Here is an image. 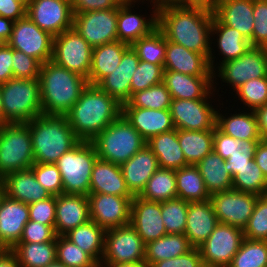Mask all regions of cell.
Here are the masks:
<instances>
[{
	"label": "cell",
	"instance_id": "cell-1",
	"mask_svg": "<svg viewBox=\"0 0 267 267\" xmlns=\"http://www.w3.org/2000/svg\"><path fill=\"white\" fill-rule=\"evenodd\" d=\"M213 16L212 6L201 3L169 6L158 10L157 27L168 41L206 55L214 73L215 56L212 53L210 37Z\"/></svg>",
	"mask_w": 267,
	"mask_h": 267
},
{
	"label": "cell",
	"instance_id": "cell-2",
	"mask_svg": "<svg viewBox=\"0 0 267 267\" xmlns=\"http://www.w3.org/2000/svg\"><path fill=\"white\" fill-rule=\"evenodd\" d=\"M121 114V104L97 85L89 84L66 116L76 137L91 142Z\"/></svg>",
	"mask_w": 267,
	"mask_h": 267
},
{
	"label": "cell",
	"instance_id": "cell-3",
	"mask_svg": "<svg viewBox=\"0 0 267 267\" xmlns=\"http://www.w3.org/2000/svg\"><path fill=\"white\" fill-rule=\"evenodd\" d=\"M42 114L66 115L89 85L88 79L61 67L52 60L41 64Z\"/></svg>",
	"mask_w": 267,
	"mask_h": 267
},
{
	"label": "cell",
	"instance_id": "cell-4",
	"mask_svg": "<svg viewBox=\"0 0 267 267\" xmlns=\"http://www.w3.org/2000/svg\"><path fill=\"white\" fill-rule=\"evenodd\" d=\"M27 123L35 163L55 164L64 153L80 142L66 115L40 114Z\"/></svg>",
	"mask_w": 267,
	"mask_h": 267
},
{
	"label": "cell",
	"instance_id": "cell-5",
	"mask_svg": "<svg viewBox=\"0 0 267 267\" xmlns=\"http://www.w3.org/2000/svg\"><path fill=\"white\" fill-rule=\"evenodd\" d=\"M3 123H27L42 114L40 80L12 78L1 83Z\"/></svg>",
	"mask_w": 267,
	"mask_h": 267
},
{
	"label": "cell",
	"instance_id": "cell-6",
	"mask_svg": "<svg viewBox=\"0 0 267 267\" xmlns=\"http://www.w3.org/2000/svg\"><path fill=\"white\" fill-rule=\"evenodd\" d=\"M99 159L122 165L147 141L121 114L91 141Z\"/></svg>",
	"mask_w": 267,
	"mask_h": 267
},
{
	"label": "cell",
	"instance_id": "cell-7",
	"mask_svg": "<svg viewBox=\"0 0 267 267\" xmlns=\"http://www.w3.org/2000/svg\"><path fill=\"white\" fill-rule=\"evenodd\" d=\"M97 159L94 144L80 141L57 160L55 164L62 177L64 193L89 194L91 173Z\"/></svg>",
	"mask_w": 267,
	"mask_h": 267
},
{
	"label": "cell",
	"instance_id": "cell-8",
	"mask_svg": "<svg viewBox=\"0 0 267 267\" xmlns=\"http://www.w3.org/2000/svg\"><path fill=\"white\" fill-rule=\"evenodd\" d=\"M35 163L28 123H3L0 128V179Z\"/></svg>",
	"mask_w": 267,
	"mask_h": 267
},
{
	"label": "cell",
	"instance_id": "cell-9",
	"mask_svg": "<svg viewBox=\"0 0 267 267\" xmlns=\"http://www.w3.org/2000/svg\"><path fill=\"white\" fill-rule=\"evenodd\" d=\"M92 49L91 45L72 27L54 37L51 60L88 79Z\"/></svg>",
	"mask_w": 267,
	"mask_h": 267
},
{
	"label": "cell",
	"instance_id": "cell-10",
	"mask_svg": "<svg viewBox=\"0 0 267 267\" xmlns=\"http://www.w3.org/2000/svg\"><path fill=\"white\" fill-rule=\"evenodd\" d=\"M145 244L130 225L106 230L104 253L99 266L144 261Z\"/></svg>",
	"mask_w": 267,
	"mask_h": 267
},
{
	"label": "cell",
	"instance_id": "cell-11",
	"mask_svg": "<svg viewBox=\"0 0 267 267\" xmlns=\"http://www.w3.org/2000/svg\"><path fill=\"white\" fill-rule=\"evenodd\" d=\"M244 239L243 229L218 223L198 247L204 267H228Z\"/></svg>",
	"mask_w": 267,
	"mask_h": 267
},
{
	"label": "cell",
	"instance_id": "cell-12",
	"mask_svg": "<svg viewBox=\"0 0 267 267\" xmlns=\"http://www.w3.org/2000/svg\"><path fill=\"white\" fill-rule=\"evenodd\" d=\"M54 36L40 29L27 15L14 21L7 44L34 57L41 64L52 59Z\"/></svg>",
	"mask_w": 267,
	"mask_h": 267
},
{
	"label": "cell",
	"instance_id": "cell-13",
	"mask_svg": "<svg viewBox=\"0 0 267 267\" xmlns=\"http://www.w3.org/2000/svg\"><path fill=\"white\" fill-rule=\"evenodd\" d=\"M258 197L253 193L231 189L210 195L209 201L219 223L244 229Z\"/></svg>",
	"mask_w": 267,
	"mask_h": 267
},
{
	"label": "cell",
	"instance_id": "cell-14",
	"mask_svg": "<svg viewBox=\"0 0 267 267\" xmlns=\"http://www.w3.org/2000/svg\"><path fill=\"white\" fill-rule=\"evenodd\" d=\"M26 15L54 37L73 27L70 0H27Z\"/></svg>",
	"mask_w": 267,
	"mask_h": 267
},
{
	"label": "cell",
	"instance_id": "cell-15",
	"mask_svg": "<svg viewBox=\"0 0 267 267\" xmlns=\"http://www.w3.org/2000/svg\"><path fill=\"white\" fill-rule=\"evenodd\" d=\"M218 77L235 91L249 80L267 77V48H249L241 57L218 66Z\"/></svg>",
	"mask_w": 267,
	"mask_h": 267
},
{
	"label": "cell",
	"instance_id": "cell-16",
	"mask_svg": "<svg viewBox=\"0 0 267 267\" xmlns=\"http://www.w3.org/2000/svg\"><path fill=\"white\" fill-rule=\"evenodd\" d=\"M73 27L92 48L116 41L117 8L76 13Z\"/></svg>",
	"mask_w": 267,
	"mask_h": 267
},
{
	"label": "cell",
	"instance_id": "cell-17",
	"mask_svg": "<svg viewBox=\"0 0 267 267\" xmlns=\"http://www.w3.org/2000/svg\"><path fill=\"white\" fill-rule=\"evenodd\" d=\"M208 99H172L170 112L175 129L206 131L214 130L217 122V109Z\"/></svg>",
	"mask_w": 267,
	"mask_h": 267
},
{
	"label": "cell",
	"instance_id": "cell-18",
	"mask_svg": "<svg viewBox=\"0 0 267 267\" xmlns=\"http://www.w3.org/2000/svg\"><path fill=\"white\" fill-rule=\"evenodd\" d=\"M90 220L105 230L130 224L133 197L89 193Z\"/></svg>",
	"mask_w": 267,
	"mask_h": 267
},
{
	"label": "cell",
	"instance_id": "cell-19",
	"mask_svg": "<svg viewBox=\"0 0 267 267\" xmlns=\"http://www.w3.org/2000/svg\"><path fill=\"white\" fill-rule=\"evenodd\" d=\"M130 225L142 238L144 244L167 234L161 216V202L144 200L134 196L131 202Z\"/></svg>",
	"mask_w": 267,
	"mask_h": 267
},
{
	"label": "cell",
	"instance_id": "cell-20",
	"mask_svg": "<svg viewBox=\"0 0 267 267\" xmlns=\"http://www.w3.org/2000/svg\"><path fill=\"white\" fill-rule=\"evenodd\" d=\"M214 76H192L175 72L163 71V83L171 94L172 99H210L214 87ZM215 88V90H214ZM213 90V91H212Z\"/></svg>",
	"mask_w": 267,
	"mask_h": 267
},
{
	"label": "cell",
	"instance_id": "cell-21",
	"mask_svg": "<svg viewBox=\"0 0 267 267\" xmlns=\"http://www.w3.org/2000/svg\"><path fill=\"white\" fill-rule=\"evenodd\" d=\"M89 220L87 196L66 193L56 196L54 224L56 236H64L70 230L87 223Z\"/></svg>",
	"mask_w": 267,
	"mask_h": 267
},
{
	"label": "cell",
	"instance_id": "cell-22",
	"mask_svg": "<svg viewBox=\"0 0 267 267\" xmlns=\"http://www.w3.org/2000/svg\"><path fill=\"white\" fill-rule=\"evenodd\" d=\"M139 58L130 46L123 54L117 68L105 76L97 86L112 96L119 104L127 103L131 98V79L139 65Z\"/></svg>",
	"mask_w": 267,
	"mask_h": 267
},
{
	"label": "cell",
	"instance_id": "cell-23",
	"mask_svg": "<svg viewBox=\"0 0 267 267\" xmlns=\"http://www.w3.org/2000/svg\"><path fill=\"white\" fill-rule=\"evenodd\" d=\"M29 221L27 204L5 196L0 204V243L11 250L19 241Z\"/></svg>",
	"mask_w": 267,
	"mask_h": 267
},
{
	"label": "cell",
	"instance_id": "cell-24",
	"mask_svg": "<svg viewBox=\"0 0 267 267\" xmlns=\"http://www.w3.org/2000/svg\"><path fill=\"white\" fill-rule=\"evenodd\" d=\"M138 0H124L117 8V37L118 41L131 45L133 42L150 34L157 28V9L153 10L151 18L146 19L141 15L132 13L133 2Z\"/></svg>",
	"mask_w": 267,
	"mask_h": 267
},
{
	"label": "cell",
	"instance_id": "cell-25",
	"mask_svg": "<svg viewBox=\"0 0 267 267\" xmlns=\"http://www.w3.org/2000/svg\"><path fill=\"white\" fill-rule=\"evenodd\" d=\"M122 115L146 141L175 129L170 109L122 107Z\"/></svg>",
	"mask_w": 267,
	"mask_h": 267
},
{
	"label": "cell",
	"instance_id": "cell-26",
	"mask_svg": "<svg viewBox=\"0 0 267 267\" xmlns=\"http://www.w3.org/2000/svg\"><path fill=\"white\" fill-rule=\"evenodd\" d=\"M212 10L222 24L238 30L248 41L252 39L253 0H215Z\"/></svg>",
	"mask_w": 267,
	"mask_h": 267
},
{
	"label": "cell",
	"instance_id": "cell-27",
	"mask_svg": "<svg viewBox=\"0 0 267 267\" xmlns=\"http://www.w3.org/2000/svg\"><path fill=\"white\" fill-rule=\"evenodd\" d=\"M126 186L133 196H139L148 180L159 168L157 157L145 145L128 161L120 165Z\"/></svg>",
	"mask_w": 267,
	"mask_h": 267
},
{
	"label": "cell",
	"instance_id": "cell-28",
	"mask_svg": "<svg viewBox=\"0 0 267 267\" xmlns=\"http://www.w3.org/2000/svg\"><path fill=\"white\" fill-rule=\"evenodd\" d=\"M163 69L192 76H214L206 55L188 50L167 39Z\"/></svg>",
	"mask_w": 267,
	"mask_h": 267
},
{
	"label": "cell",
	"instance_id": "cell-29",
	"mask_svg": "<svg viewBox=\"0 0 267 267\" xmlns=\"http://www.w3.org/2000/svg\"><path fill=\"white\" fill-rule=\"evenodd\" d=\"M218 223L209 200L189 202L184 234L193 247L198 248L211 235Z\"/></svg>",
	"mask_w": 267,
	"mask_h": 267
},
{
	"label": "cell",
	"instance_id": "cell-30",
	"mask_svg": "<svg viewBox=\"0 0 267 267\" xmlns=\"http://www.w3.org/2000/svg\"><path fill=\"white\" fill-rule=\"evenodd\" d=\"M2 180L6 196L27 205L51 196L38 182L31 169L11 172L5 175Z\"/></svg>",
	"mask_w": 267,
	"mask_h": 267
},
{
	"label": "cell",
	"instance_id": "cell-31",
	"mask_svg": "<svg viewBox=\"0 0 267 267\" xmlns=\"http://www.w3.org/2000/svg\"><path fill=\"white\" fill-rule=\"evenodd\" d=\"M89 193L134 197L126 186L120 165L99 158L92 169Z\"/></svg>",
	"mask_w": 267,
	"mask_h": 267
},
{
	"label": "cell",
	"instance_id": "cell-32",
	"mask_svg": "<svg viewBox=\"0 0 267 267\" xmlns=\"http://www.w3.org/2000/svg\"><path fill=\"white\" fill-rule=\"evenodd\" d=\"M130 47L121 41H113L92 49L88 83L97 85L119 66L124 52Z\"/></svg>",
	"mask_w": 267,
	"mask_h": 267
},
{
	"label": "cell",
	"instance_id": "cell-33",
	"mask_svg": "<svg viewBox=\"0 0 267 267\" xmlns=\"http://www.w3.org/2000/svg\"><path fill=\"white\" fill-rule=\"evenodd\" d=\"M146 145L157 157L161 168L178 170L189 165L178 142L177 129L150 138Z\"/></svg>",
	"mask_w": 267,
	"mask_h": 267
},
{
	"label": "cell",
	"instance_id": "cell-34",
	"mask_svg": "<svg viewBox=\"0 0 267 267\" xmlns=\"http://www.w3.org/2000/svg\"><path fill=\"white\" fill-rule=\"evenodd\" d=\"M196 166L210 195L233 189L232 176L225 168V160L216 152L207 154Z\"/></svg>",
	"mask_w": 267,
	"mask_h": 267
},
{
	"label": "cell",
	"instance_id": "cell-35",
	"mask_svg": "<svg viewBox=\"0 0 267 267\" xmlns=\"http://www.w3.org/2000/svg\"><path fill=\"white\" fill-rule=\"evenodd\" d=\"M249 111L236 113L226 118L218 110L216 127L224 134L231 136L239 142L262 140L255 112L250 109Z\"/></svg>",
	"mask_w": 267,
	"mask_h": 267
},
{
	"label": "cell",
	"instance_id": "cell-36",
	"mask_svg": "<svg viewBox=\"0 0 267 267\" xmlns=\"http://www.w3.org/2000/svg\"><path fill=\"white\" fill-rule=\"evenodd\" d=\"M192 248L193 246L185 234H166L155 241L145 244L144 261L150 267L155 262L175 258Z\"/></svg>",
	"mask_w": 267,
	"mask_h": 267
},
{
	"label": "cell",
	"instance_id": "cell-37",
	"mask_svg": "<svg viewBox=\"0 0 267 267\" xmlns=\"http://www.w3.org/2000/svg\"><path fill=\"white\" fill-rule=\"evenodd\" d=\"M105 233V229L89 220L87 223L70 230L64 236L100 264L104 253Z\"/></svg>",
	"mask_w": 267,
	"mask_h": 267
},
{
	"label": "cell",
	"instance_id": "cell-38",
	"mask_svg": "<svg viewBox=\"0 0 267 267\" xmlns=\"http://www.w3.org/2000/svg\"><path fill=\"white\" fill-rule=\"evenodd\" d=\"M213 34L218 35L217 46L224 56L219 65L241 57L251 48L250 42L238 30L222 24L215 16L211 26V35Z\"/></svg>",
	"mask_w": 267,
	"mask_h": 267
},
{
	"label": "cell",
	"instance_id": "cell-39",
	"mask_svg": "<svg viewBox=\"0 0 267 267\" xmlns=\"http://www.w3.org/2000/svg\"><path fill=\"white\" fill-rule=\"evenodd\" d=\"M179 145L186 162L196 165L213 151L214 130L196 131L177 129Z\"/></svg>",
	"mask_w": 267,
	"mask_h": 267
},
{
	"label": "cell",
	"instance_id": "cell-40",
	"mask_svg": "<svg viewBox=\"0 0 267 267\" xmlns=\"http://www.w3.org/2000/svg\"><path fill=\"white\" fill-rule=\"evenodd\" d=\"M11 251L19 267H46L56 261V237L44 243H17Z\"/></svg>",
	"mask_w": 267,
	"mask_h": 267
},
{
	"label": "cell",
	"instance_id": "cell-41",
	"mask_svg": "<svg viewBox=\"0 0 267 267\" xmlns=\"http://www.w3.org/2000/svg\"><path fill=\"white\" fill-rule=\"evenodd\" d=\"M177 197L188 202L209 200L204 180L196 165H187L175 170Z\"/></svg>",
	"mask_w": 267,
	"mask_h": 267
},
{
	"label": "cell",
	"instance_id": "cell-42",
	"mask_svg": "<svg viewBox=\"0 0 267 267\" xmlns=\"http://www.w3.org/2000/svg\"><path fill=\"white\" fill-rule=\"evenodd\" d=\"M139 197L155 202L177 198L175 170L159 167Z\"/></svg>",
	"mask_w": 267,
	"mask_h": 267
},
{
	"label": "cell",
	"instance_id": "cell-43",
	"mask_svg": "<svg viewBox=\"0 0 267 267\" xmlns=\"http://www.w3.org/2000/svg\"><path fill=\"white\" fill-rule=\"evenodd\" d=\"M130 46L136 52L139 60L164 66L166 38L158 27L150 34L133 42Z\"/></svg>",
	"mask_w": 267,
	"mask_h": 267
},
{
	"label": "cell",
	"instance_id": "cell-44",
	"mask_svg": "<svg viewBox=\"0 0 267 267\" xmlns=\"http://www.w3.org/2000/svg\"><path fill=\"white\" fill-rule=\"evenodd\" d=\"M172 97L165 84L159 83L148 89L137 91L122 107L148 108L154 110L170 109Z\"/></svg>",
	"mask_w": 267,
	"mask_h": 267
},
{
	"label": "cell",
	"instance_id": "cell-45",
	"mask_svg": "<svg viewBox=\"0 0 267 267\" xmlns=\"http://www.w3.org/2000/svg\"><path fill=\"white\" fill-rule=\"evenodd\" d=\"M228 267H267V241L244 238Z\"/></svg>",
	"mask_w": 267,
	"mask_h": 267
},
{
	"label": "cell",
	"instance_id": "cell-46",
	"mask_svg": "<svg viewBox=\"0 0 267 267\" xmlns=\"http://www.w3.org/2000/svg\"><path fill=\"white\" fill-rule=\"evenodd\" d=\"M232 180L234 190L253 193L259 196L267 194V179L254 162V159L249 161L248 166L240 169L232 177Z\"/></svg>",
	"mask_w": 267,
	"mask_h": 267
},
{
	"label": "cell",
	"instance_id": "cell-47",
	"mask_svg": "<svg viewBox=\"0 0 267 267\" xmlns=\"http://www.w3.org/2000/svg\"><path fill=\"white\" fill-rule=\"evenodd\" d=\"M189 202L173 198L161 202V216L167 234H184Z\"/></svg>",
	"mask_w": 267,
	"mask_h": 267
},
{
	"label": "cell",
	"instance_id": "cell-48",
	"mask_svg": "<svg viewBox=\"0 0 267 267\" xmlns=\"http://www.w3.org/2000/svg\"><path fill=\"white\" fill-rule=\"evenodd\" d=\"M56 261L66 267H99V264L65 236H56Z\"/></svg>",
	"mask_w": 267,
	"mask_h": 267
},
{
	"label": "cell",
	"instance_id": "cell-49",
	"mask_svg": "<svg viewBox=\"0 0 267 267\" xmlns=\"http://www.w3.org/2000/svg\"><path fill=\"white\" fill-rule=\"evenodd\" d=\"M243 233L246 239L267 241V194L258 197Z\"/></svg>",
	"mask_w": 267,
	"mask_h": 267
},
{
	"label": "cell",
	"instance_id": "cell-50",
	"mask_svg": "<svg viewBox=\"0 0 267 267\" xmlns=\"http://www.w3.org/2000/svg\"><path fill=\"white\" fill-rule=\"evenodd\" d=\"M235 91L248 109L255 110L267 104V77L249 80Z\"/></svg>",
	"mask_w": 267,
	"mask_h": 267
},
{
	"label": "cell",
	"instance_id": "cell-51",
	"mask_svg": "<svg viewBox=\"0 0 267 267\" xmlns=\"http://www.w3.org/2000/svg\"><path fill=\"white\" fill-rule=\"evenodd\" d=\"M163 66L140 60L138 68L132 75L131 95L163 82Z\"/></svg>",
	"mask_w": 267,
	"mask_h": 267
},
{
	"label": "cell",
	"instance_id": "cell-52",
	"mask_svg": "<svg viewBox=\"0 0 267 267\" xmlns=\"http://www.w3.org/2000/svg\"><path fill=\"white\" fill-rule=\"evenodd\" d=\"M45 190L50 195L58 196L64 193L62 177L56 164L34 163L30 168Z\"/></svg>",
	"mask_w": 267,
	"mask_h": 267
},
{
	"label": "cell",
	"instance_id": "cell-53",
	"mask_svg": "<svg viewBox=\"0 0 267 267\" xmlns=\"http://www.w3.org/2000/svg\"><path fill=\"white\" fill-rule=\"evenodd\" d=\"M252 47L267 48V0H253Z\"/></svg>",
	"mask_w": 267,
	"mask_h": 267
},
{
	"label": "cell",
	"instance_id": "cell-54",
	"mask_svg": "<svg viewBox=\"0 0 267 267\" xmlns=\"http://www.w3.org/2000/svg\"><path fill=\"white\" fill-rule=\"evenodd\" d=\"M13 78L38 79L41 63L32 56L12 48Z\"/></svg>",
	"mask_w": 267,
	"mask_h": 267
},
{
	"label": "cell",
	"instance_id": "cell-55",
	"mask_svg": "<svg viewBox=\"0 0 267 267\" xmlns=\"http://www.w3.org/2000/svg\"><path fill=\"white\" fill-rule=\"evenodd\" d=\"M261 140L240 141V149L225 160V168L233 177L236 173L249 165V161L253 159L257 144Z\"/></svg>",
	"mask_w": 267,
	"mask_h": 267
},
{
	"label": "cell",
	"instance_id": "cell-56",
	"mask_svg": "<svg viewBox=\"0 0 267 267\" xmlns=\"http://www.w3.org/2000/svg\"><path fill=\"white\" fill-rule=\"evenodd\" d=\"M55 237L54 225L29 220L18 243H44L52 241Z\"/></svg>",
	"mask_w": 267,
	"mask_h": 267
},
{
	"label": "cell",
	"instance_id": "cell-57",
	"mask_svg": "<svg viewBox=\"0 0 267 267\" xmlns=\"http://www.w3.org/2000/svg\"><path fill=\"white\" fill-rule=\"evenodd\" d=\"M29 220L45 225L55 224L56 196H50L28 205Z\"/></svg>",
	"mask_w": 267,
	"mask_h": 267
},
{
	"label": "cell",
	"instance_id": "cell-58",
	"mask_svg": "<svg viewBox=\"0 0 267 267\" xmlns=\"http://www.w3.org/2000/svg\"><path fill=\"white\" fill-rule=\"evenodd\" d=\"M150 267H204L199 248L193 247L188 252L153 263Z\"/></svg>",
	"mask_w": 267,
	"mask_h": 267
},
{
	"label": "cell",
	"instance_id": "cell-59",
	"mask_svg": "<svg viewBox=\"0 0 267 267\" xmlns=\"http://www.w3.org/2000/svg\"><path fill=\"white\" fill-rule=\"evenodd\" d=\"M239 143L238 140L224 134L217 127L214 129L213 151L224 160L240 149Z\"/></svg>",
	"mask_w": 267,
	"mask_h": 267
},
{
	"label": "cell",
	"instance_id": "cell-60",
	"mask_svg": "<svg viewBox=\"0 0 267 267\" xmlns=\"http://www.w3.org/2000/svg\"><path fill=\"white\" fill-rule=\"evenodd\" d=\"M124 0H70L73 13L118 8Z\"/></svg>",
	"mask_w": 267,
	"mask_h": 267
},
{
	"label": "cell",
	"instance_id": "cell-61",
	"mask_svg": "<svg viewBox=\"0 0 267 267\" xmlns=\"http://www.w3.org/2000/svg\"><path fill=\"white\" fill-rule=\"evenodd\" d=\"M27 0H0V16L13 21L26 16Z\"/></svg>",
	"mask_w": 267,
	"mask_h": 267
},
{
	"label": "cell",
	"instance_id": "cell-62",
	"mask_svg": "<svg viewBox=\"0 0 267 267\" xmlns=\"http://www.w3.org/2000/svg\"><path fill=\"white\" fill-rule=\"evenodd\" d=\"M12 48L7 43L0 44V83L13 78Z\"/></svg>",
	"mask_w": 267,
	"mask_h": 267
},
{
	"label": "cell",
	"instance_id": "cell-63",
	"mask_svg": "<svg viewBox=\"0 0 267 267\" xmlns=\"http://www.w3.org/2000/svg\"><path fill=\"white\" fill-rule=\"evenodd\" d=\"M254 162L262 170L267 179V140L262 139L257 144L255 153L253 155Z\"/></svg>",
	"mask_w": 267,
	"mask_h": 267
},
{
	"label": "cell",
	"instance_id": "cell-64",
	"mask_svg": "<svg viewBox=\"0 0 267 267\" xmlns=\"http://www.w3.org/2000/svg\"><path fill=\"white\" fill-rule=\"evenodd\" d=\"M262 139L267 140V104L254 110Z\"/></svg>",
	"mask_w": 267,
	"mask_h": 267
},
{
	"label": "cell",
	"instance_id": "cell-65",
	"mask_svg": "<svg viewBox=\"0 0 267 267\" xmlns=\"http://www.w3.org/2000/svg\"><path fill=\"white\" fill-rule=\"evenodd\" d=\"M14 21L0 16V44L7 43L10 39Z\"/></svg>",
	"mask_w": 267,
	"mask_h": 267
},
{
	"label": "cell",
	"instance_id": "cell-66",
	"mask_svg": "<svg viewBox=\"0 0 267 267\" xmlns=\"http://www.w3.org/2000/svg\"><path fill=\"white\" fill-rule=\"evenodd\" d=\"M0 267H19L17 258L11 250L0 252Z\"/></svg>",
	"mask_w": 267,
	"mask_h": 267
},
{
	"label": "cell",
	"instance_id": "cell-67",
	"mask_svg": "<svg viewBox=\"0 0 267 267\" xmlns=\"http://www.w3.org/2000/svg\"><path fill=\"white\" fill-rule=\"evenodd\" d=\"M147 1V0H146ZM154 5V9L160 10L169 6H181L188 5V0H151Z\"/></svg>",
	"mask_w": 267,
	"mask_h": 267
},
{
	"label": "cell",
	"instance_id": "cell-68",
	"mask_svg": "<svg viewBox=\"0 0 267 267\" xmlns=\"http://www.w3.org/2000/svg\"><path fill=\"white\" fill-rule=\"evenodd\" d=\"M99 267H148L145 261L122 263L115 266H99Z\"/></svg>",
	"mask_w": 267,
	"mask_h": 267
},
{
	"label": "cell",
	"instance_id": "cell-69",
	"mask_svg": "<svg viewBox=\"0 0 267 267\" xmlns=\"http://www.w3.org/2000/svg\"><path fill=\"white\" fill-rule=\"evenodd\" d=\"M214 2L215 0H188V5L201 3V4L212 6Z\"/></svg>",
	"mask_w": 267,
	"mask_h": 267
},
{
	"label": "cell",
	"instance_id": "cell-70",
	"mask_svg": "<svg viewBox=\"0 0 267 267\" xmlns=\"http://www.w3.org/2000/svg\"><path fill=\"white\" fill-rule=\"evenodd\" d=\"M6 196L5 194V186H4V182L2 179H0V204L2 199Z\"/></svg>",
	"mask_w": 267,
	"mask_h": 267
},
{
	"label": "cell",
	"instance_id": "cell-71",
	"mask_svg": "<svg viewBox=\"0 0 267 267\" xmlns=\"http://www.w3.org/2000/svg\"><path fill=\"white\" fill-rule=\"evenodd\" d=\"M2 92H1V83H0V122L3 123V109H2Z\"/></svg>",
	"mask_w": 267,
	"mask_h": 267
},
{
	"label": "cell",
	"instance_id": "cell-72",
	"mask_svg": "<svg viewBox=\"0 0 267 267\" xmlns=\"http://www.w3.org/2000/svg\"><path fill=\"white\" fill-rule=\"evenodd\" d=\"M46 267H66V266L63 265V264H61V263H59V262H57V261H55L54 263L49 264V265L46 266Z\"/></svg>",
	"mask_w": 267,
	"mask_h": 267
},
{
	"label": "cell",
	"instance_id": "cell-73",
	"mask_svg": "<svg viewBox=\"0 0 267 267\" xmlns=\"http://www.w3.org/2000/svg\"><path fill=\"white\" fill-rule=\"evenodd\" d=\"M7 250L1 243H0V252Z\"/></svg>",
	"mask_w": 267,
	"mask_h": 267
}]
</instances>
